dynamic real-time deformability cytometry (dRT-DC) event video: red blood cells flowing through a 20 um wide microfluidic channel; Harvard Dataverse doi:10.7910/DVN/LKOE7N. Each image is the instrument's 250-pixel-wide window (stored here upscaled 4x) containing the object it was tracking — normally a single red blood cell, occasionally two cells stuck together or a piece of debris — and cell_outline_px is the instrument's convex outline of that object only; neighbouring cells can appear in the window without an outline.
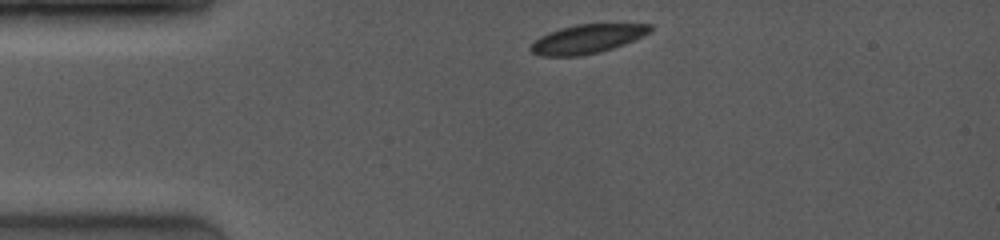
{"species": "common noctule bat (a hibernating species)", "species_latin": "Nyctalus noctula", "temperature_condition": "room temperature", "stored_images_in_passage": 5, "camera_frame_rate_fps": 4000, "um_per_image_px": 0.085, "animal": {"sex": "female", "body_mass_g": 19.0, "forearm_length_mm": 53.3}, "frame": {"image": 1, "passage_image": 1, "time_ms": 0.0, "image_size_px": [1000, 240], "cell_outline_px": [[652, 32], [624, 44], [600, 52], [580, 56], [540, 56], [532, 52], [528, 48], [540, 36], [548, 32], [560, 28], [576, 24], [652, 24]], "centroid_in_image_um": [49.91, 3.31], "position_along_channel_um": 35.1, "area_um2": 20.17}}
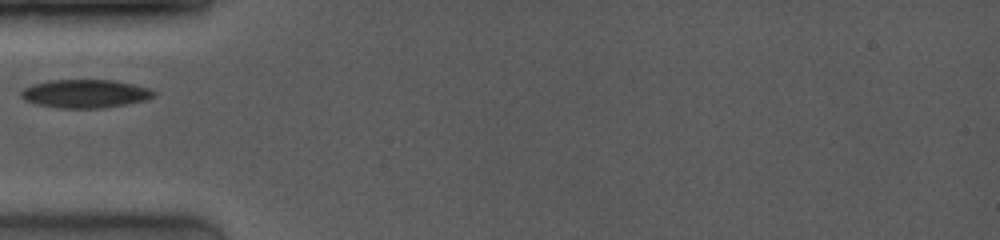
{"frame": {"image": 2, "passage_image": 4, "time_ms": 2.0, "image_size_px": [1000, 240], "cell_outline_px": [[156, 96], [148, 100], [100, 108], [60, 108], [36, 104], [24, 100], [20, 96], [20, 92], [24, 88], [32, 84], [48, 80], [112, 80], [132, 84], [148, 88], [156, 92]], "centroid_in_image_um": [7.22, 7.96], "position_along_channel_um": 77.8, "area_um2": 21.96}}